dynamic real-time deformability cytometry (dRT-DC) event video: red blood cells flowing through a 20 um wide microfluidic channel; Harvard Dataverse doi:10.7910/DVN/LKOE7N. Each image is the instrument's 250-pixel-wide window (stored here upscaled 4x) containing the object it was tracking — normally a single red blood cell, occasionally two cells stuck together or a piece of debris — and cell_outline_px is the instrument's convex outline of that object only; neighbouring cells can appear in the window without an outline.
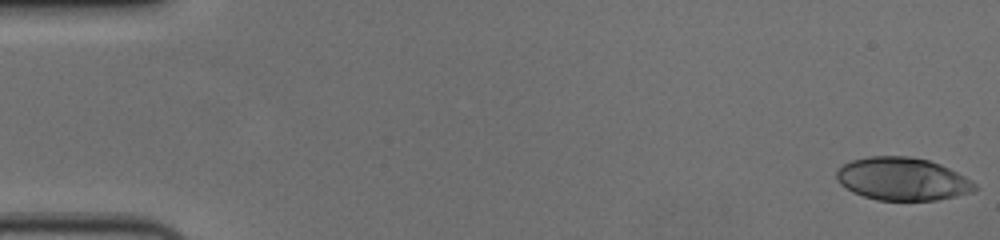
{"species": "human", "species_latin": "Homo sapiens", "temperature_condition": "cold", "stored_images_in_passage": 15, "camera_frame_rate_fps": 3000, "um_per_image_px": 0.085, "donor": {"sex": "female"}, "frame": {"image": 1, "passage_image": 1, "time_ms": 0.0, "image_size_px": [1000, 240], "cell_outline_px": [[976, 188], [972, 192], [956, 196], [936, 200], [876, 200], [852, 192], [840, 184], [836, 180], [836, 172], [844, 164], [852, 160], [868, 156], [908, 156], [928, 160], [940, 164], [972, 180], [976, 184]], "centroid_in_image_um": [76.69, 15.21], "position_along_channel_um": 8.3, "area_um2": 34.45}}